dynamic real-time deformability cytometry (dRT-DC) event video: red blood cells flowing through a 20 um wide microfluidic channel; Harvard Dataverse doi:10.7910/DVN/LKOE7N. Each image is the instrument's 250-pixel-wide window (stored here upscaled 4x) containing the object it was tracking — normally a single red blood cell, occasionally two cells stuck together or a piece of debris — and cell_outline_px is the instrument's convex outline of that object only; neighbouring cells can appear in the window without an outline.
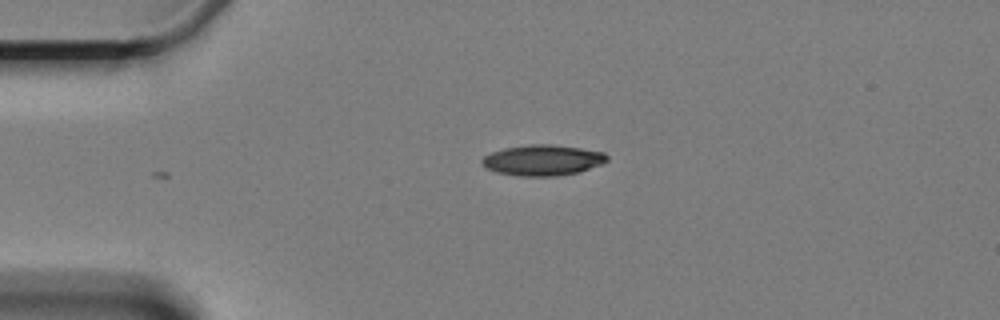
{"species": "Egyptian fruit bat (a non-hibernating species)", "species_latin": "Rousettus aegyptiacus", "temperature_condition": "cold", "stored_images_in_passage": 39, "camera_frame_rate_fps": 3000, "um_per_image_px": 0.085, "animal": {"sex": "female"}, "frame": {"image": 1, "passage_image": 1, "time_ms": 0.0, "image_size_px": [1000, 320], "cell_outline_px": [[608, 160], [604, 164], [580, 172], [556, 176], [520, 176], [496, 172], [488, 168], [480, 160], [484, 156], [492, 152], [504, 148], [532, 144], [548, 144], [580, 148], [604, 152], [608, 156]], "centroid_in_image_um": [46.18, 13.62], "position_along_channel_um": 38.8, "area_um2": 22.37}}
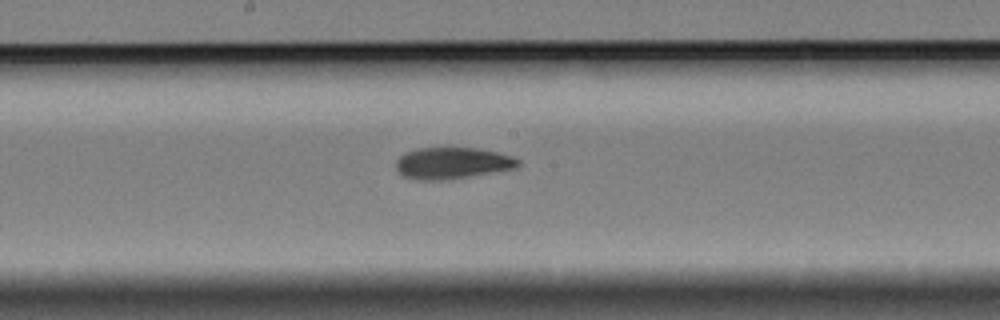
{"frame": {"image": 2, "passage_image": 19, "time_ms": 6.0, "image_size_px": [1000, 320], "cell_outline_px": [[520, 164], [516, 168], [448, 180], [416, 180], [404, 176], [396, 168], [396, 160], [400, 156], [408, 152], [420, 148], [476, 148], [496, 152], [512, 156], [520, 160]], "centroid_in_image_um": [38.46, 13.87], "position_along_channel_um": 209.7, "area_um2": 22.31}}
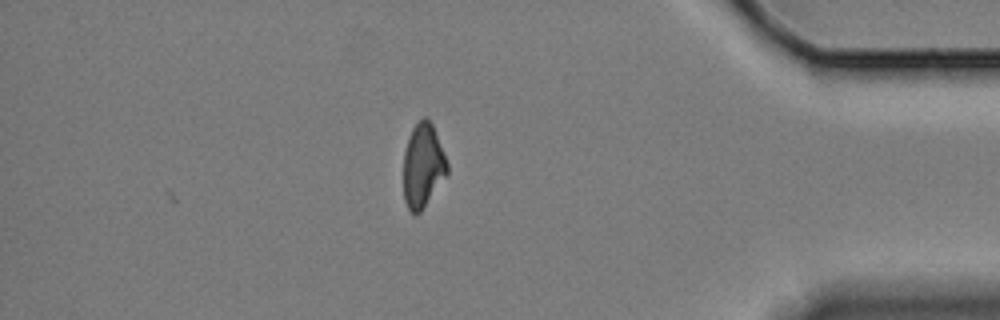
{"frame": {"image": 3, "passage_image": 39, "time_ms": 12.667, "image_size_px": [1000, 320], "cell_outline_px": [[448, 172], [420, 212], [412, 212], [408, 208], [404, 200], [404, 152], [412, 128], [424, 116], [428, 116], [432, 124], [448, 164]], "centroid_in_image_um": [35.94, 14.05], "position_along_channel_um": 399.3, "area_um2": 20.92}, "authors_computed_cell_mechanics": {"area_um2": 22.542, "velocity_mm_per_s": 3.3361, "shape_relaxation_time_tau1_ms": 7.1176, "shape_relaxation_time_tau2_ms": 4.1827, "deformation_change_tau1": 0.1659, "deformation_change_tau2": 0.0937}}